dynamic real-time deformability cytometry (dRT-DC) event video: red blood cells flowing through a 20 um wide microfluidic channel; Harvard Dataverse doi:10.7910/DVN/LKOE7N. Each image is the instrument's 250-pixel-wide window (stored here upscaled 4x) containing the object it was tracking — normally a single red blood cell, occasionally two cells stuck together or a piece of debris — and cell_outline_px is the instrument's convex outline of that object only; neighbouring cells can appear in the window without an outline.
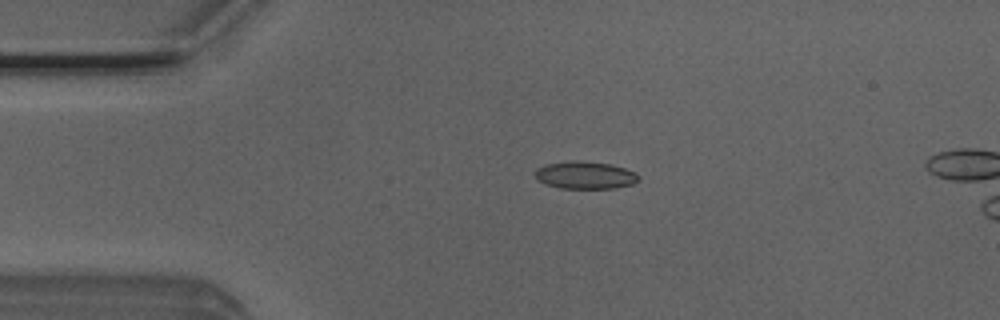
{"species": "Egyptian fruit bat (a non-hibernating species)", "species_latin": "Rousettus aegyptiacus", "temperature_condition": "room temperature", "stored_images_in_passage": 4, "camera_frame_rate_fps": 3000, "um_per_image_px": 0.085, "animal": {"sex": "male"}, "frame": {"image": 1, "passage_image": 3, "time_ms": 0.667, "image_size_px": [1000, 320], "cell_outline_px": [[640, 180], [632, 184], [616, 188], [560, 188], [544, 184], [536, 180], [536, 168], [544, 164], [572, 160], [580, 160], [612, 164], [636, 172], [640, 176]], "centroid_in_image_um": [49.74, 14.88], "position_along_channel_um": 35.3, "area_um2": 16.88}}